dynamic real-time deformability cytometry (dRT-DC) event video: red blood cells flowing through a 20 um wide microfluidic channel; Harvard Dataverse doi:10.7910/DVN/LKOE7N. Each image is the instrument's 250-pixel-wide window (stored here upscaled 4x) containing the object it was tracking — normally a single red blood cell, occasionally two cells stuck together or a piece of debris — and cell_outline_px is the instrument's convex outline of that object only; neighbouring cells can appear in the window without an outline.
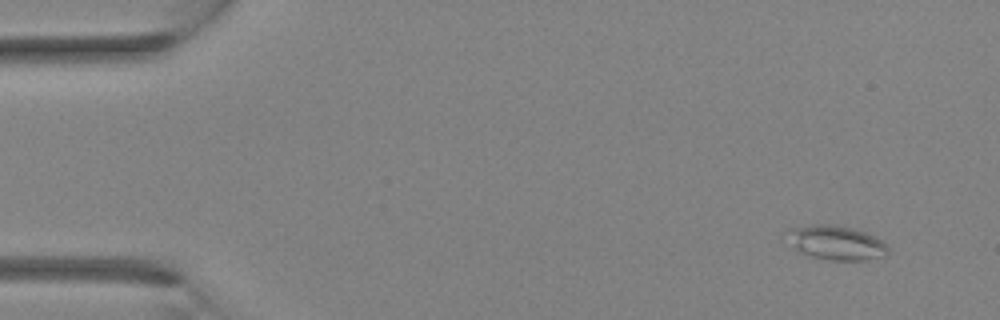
{"species": "Egyptian fruit bat (a non-hibernating species)", "species_latin": "Rousettus aegyptiacus", "temperature_condition": "room temperature", "stored_images_in_passage": 4, "segment_of_instrument_passage": [1, 2], "camera_frame_rate_fps": 3000, "um_per_image_px": 0.085, "animal": {"sex": "female"}, "frame": {"image": 1, "passage_image": 1, "time_ms": 0.0, "image_size_px": [1000, 320], "cell_outline_px": [[888, 252], [884, 256], [864, 260], [832, 260], [812, 256], [800, 252], [796, 248], [788, 228], [812, 224], [836, 224], [852, 228], [876, 236], [888, 244]], "centroid_in_image_um": [71.17, 20.62], "position_along_channel_um": 13.8, "area_um2": 19.83}}
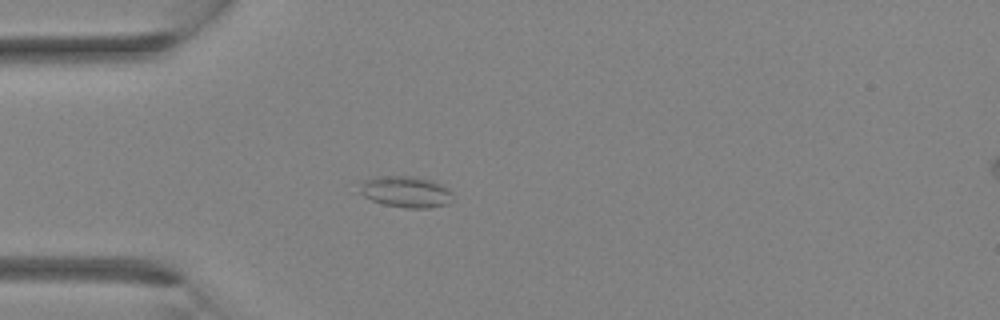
{"frame": {"image": 2, "passage_image": 3, "time_ms": 0.667, "image_size_px": [1000, 320], "cell_outline_px": [[452, 200], [448, 204], [428, 208], [408, 208], [384, 204], [372, 200], [356, 192], [360, 180], [376, 176], [416, 176], [432, 180], [448, 188], [452, 192]], "centroid_in_image_um": [34.44, 16.28], "position_along_channel_um": 50.6, "area_um2": 17.4}}